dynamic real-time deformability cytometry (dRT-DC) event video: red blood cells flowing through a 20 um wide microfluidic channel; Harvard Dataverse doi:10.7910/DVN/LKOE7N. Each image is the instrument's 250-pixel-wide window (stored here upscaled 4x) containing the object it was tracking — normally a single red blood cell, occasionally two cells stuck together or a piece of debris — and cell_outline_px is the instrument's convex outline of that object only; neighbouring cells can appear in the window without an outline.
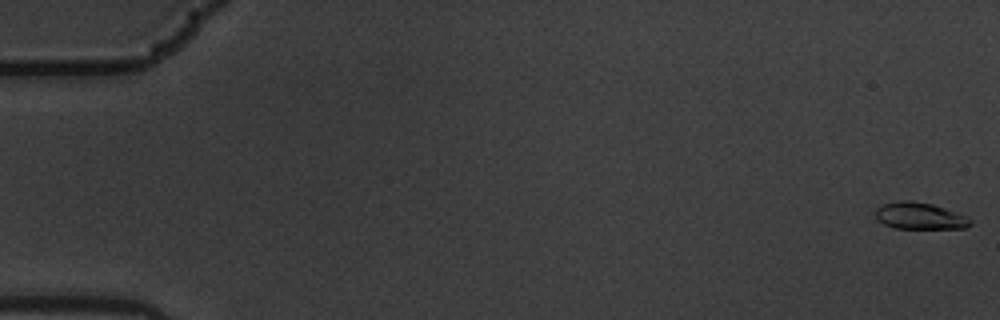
{"species": "common noctule bat (a hibernating species)", "species_latin": "Nyctalus noctula", "temperature_condition": "warm", "stored_images_in_passage": 6, "camera_frame_rate_fps": 3000, "um_per_image_px": 0.085, "animal": {"sex": "male", "body_mass_g": 19.5, "forearm_length_mm": 54.6}, "frame": {"image": 1, "passage_image": 1, "time_ms": 0.0, "image_size_px": [1000, 320], "cell_outline_px": [[972, 224], [964, 228], [896, 228], [884, 224], [876, 220], [876, 208], [884, 204], [900, 200], [908, 200], [932, 204], [968, 216], [972, 220]], "centroid_in_image_um": [78.19, 18.35], "position_along_channel_um": 6.8, "area_um2": 14.74}}